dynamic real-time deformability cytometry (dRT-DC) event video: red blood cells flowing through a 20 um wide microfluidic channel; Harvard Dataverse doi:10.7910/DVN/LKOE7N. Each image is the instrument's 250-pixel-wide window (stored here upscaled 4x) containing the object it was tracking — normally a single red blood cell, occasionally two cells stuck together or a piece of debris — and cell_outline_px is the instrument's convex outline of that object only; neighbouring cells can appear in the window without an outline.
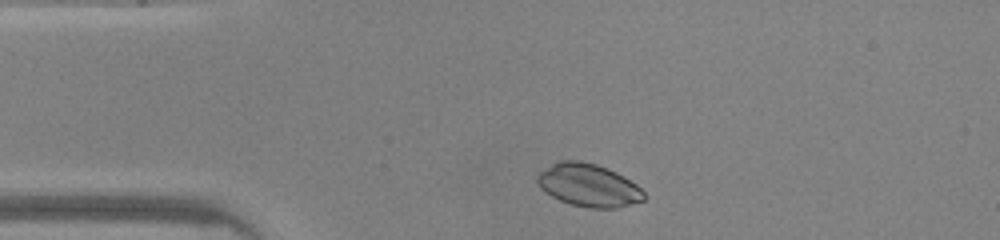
{"species": "common noctule bat (a hibernating species)", "species_latin": "Nyctalus noctula", "temperature_condition": "warm", "stored_images_in_passage": 22, "camera_frame_rate_fps": 3000, "um_per_image_px": 0.085, "animal": {"sex": "male", "body_mass_g": 20.0, "forearm_length_mm": 53.3}, "frame": {"image": 1, "passage_image": 2, "time_ms": 0.333, "image_size_px": [1000, 240], "cell_outline_px": [[648, 196], [644, 200], [616, 208], [592, 208], [572, 204], [560, 200], [552, 196], [540, 188], [536, 180], [536, 176], [540, 172], [552, 164], [560, 160], [576, 160], [596, 164], [616, 172], [624, 176], [636, 184]], "centroid_in_image_um": [50.04, 15.74], "position_along_channel_um": 35.0, "area_um2": 26.47}}
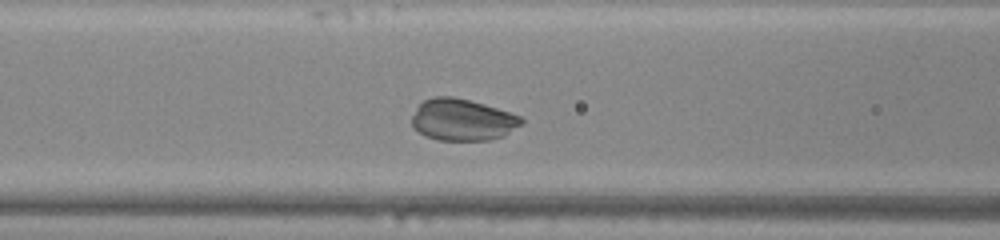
{"frame": {"image": 2, "passage_image": 11, "time_ms": 3.333, "image_size_px": [1000, 240], "cell_outline_px": [[524, 124], [504, 136], [488, 140], [436, 140], [424, 136], [412, 124], [412, 116], [416, 108], [424, 100], [432, 96], [452, 96], [484, 104], [520, 116], [524, 120]], "centroid_in_image_um": [39.32, 10.19], "position_along_channel_um": 127.3, "area_um2": 26.65}}
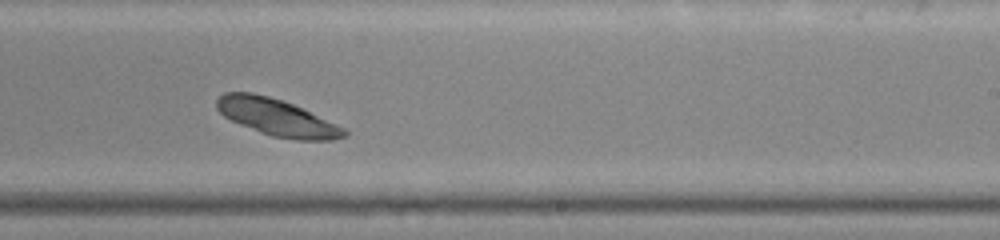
{"frame": {"image": 3, "passage_image": 21, "time_ms": 6.667, "image_size_px": [1000, 240], "cell_outline_px": [[348, 136], [332, 140], [296, 140], [272, 136], [260, 132], [240, 124], [224, 116], [216, 108], [216, 100], [224, 92], [252, 92], [268, 96], [292, 104], [344, 128], [348, 132]], "centroid_in_image_um": [23.52, 9.98], "position_along_channel_um": 265.5, "area_um2": 27.05}}